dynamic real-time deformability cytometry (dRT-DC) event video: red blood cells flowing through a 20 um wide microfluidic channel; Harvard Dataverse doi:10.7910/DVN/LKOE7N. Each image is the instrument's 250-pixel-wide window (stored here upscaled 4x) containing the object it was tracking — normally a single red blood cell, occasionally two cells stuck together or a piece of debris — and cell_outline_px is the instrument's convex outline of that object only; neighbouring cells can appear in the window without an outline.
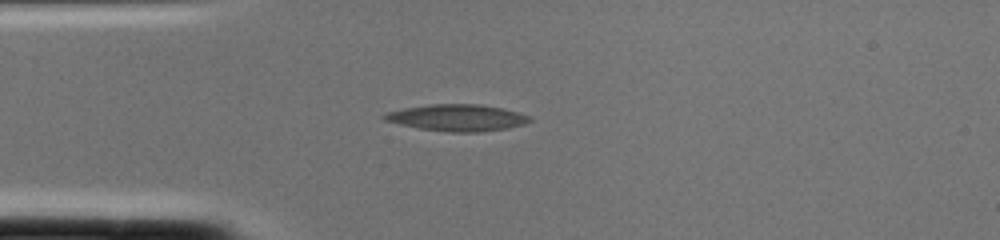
{"species": "common noctule bat (a hibernating species)", "species_latin": "Nyctalus noctula", "temperature_condition": "cold", "stored_images_in_passage": 1, "camera_frame_rate_fps": 3000, "um_per_image_px": 0.085, "animal": {"sex": "female", "body_mass_g": 22.0, "forearm_length_mm": 56.7}, "frame": {"image": 1, "passage_image": 1, "time_ms": 0.0, "image_size_px": [1000, 240], "cell_outline_px": [[532, 120], [524, 124], [508, 128], [480, 132], [448, 132], [420, 128], [400, 124], [384, 120], [380, 116], [388, 112], [404, 108], [432, 104], [480, 104], [500, 108], [532, 116]], "centroid_in_image_um": [38.87, 10.01], "position_along_channel_um": 46.1, "area_um2": 22.43}}